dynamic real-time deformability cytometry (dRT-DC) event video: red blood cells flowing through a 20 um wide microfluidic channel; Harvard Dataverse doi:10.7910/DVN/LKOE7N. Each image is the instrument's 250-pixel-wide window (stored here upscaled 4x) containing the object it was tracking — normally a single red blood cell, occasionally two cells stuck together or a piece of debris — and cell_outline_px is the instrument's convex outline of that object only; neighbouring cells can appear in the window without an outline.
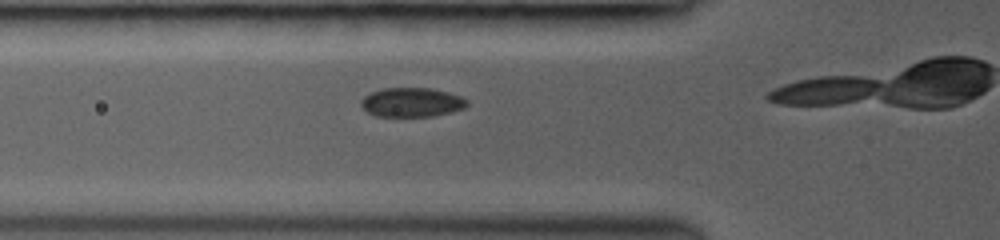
{"species": "common noctule bat (a hibernating species)", "species_latin": "Nyctalus noctula", "temperature_condition": "room temperature", "stored_images_in_passage": 19, "camera_frame_rate_fps": 3000, "um_per_image_px": 0.085, "animal": {"sex": "female", "body_mass_g": 19.0, "forearm_length_mm": 53.3}, "frame": {"image": 1, "passage_image": 11, "time_ms": 2.667, "image_size_px": [1000, 240], "cell_outline_px": [[468, 104], [464, 108], [452, 112], [432, 116], [376, 116], [368, 112], [360, 104], [360, 100], [364, 96], [372, 92], [384, 88], [428, 88], [448, 92], [460, 96], [468, 100]], "centroid_in_image_um": [35.0, 8.69], "position_along_channel_um": 90.8, "area_um2": 17.98}}